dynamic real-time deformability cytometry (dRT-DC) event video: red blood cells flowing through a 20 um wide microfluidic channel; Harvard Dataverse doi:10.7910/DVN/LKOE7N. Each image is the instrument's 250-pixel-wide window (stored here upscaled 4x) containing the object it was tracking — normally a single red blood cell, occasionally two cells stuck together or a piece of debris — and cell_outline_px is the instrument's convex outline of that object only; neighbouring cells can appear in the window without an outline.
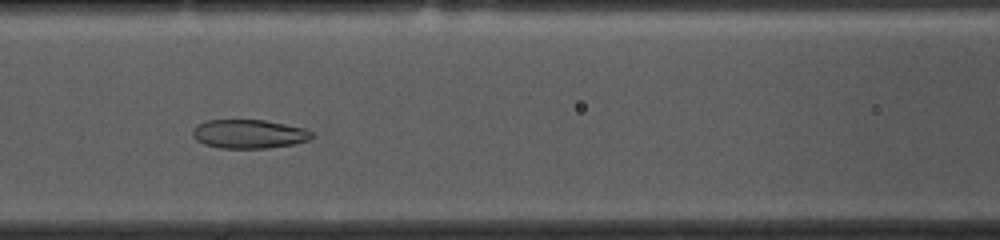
{"species": "common noctule bat (a hibernating species)", "species_latin": "Nyctalus noctula", "temperature_condition": "cold", "stored_images_in_passage": 49, "camera_frame_rate_fps": 3000, "um_per_image_px": 0.085, "animal": {"sex": "female", "body_mass_g": 10.0, "forearm_length_mm": 53.1}, "frame": {"image": 1, "passage_image": 21, "time_ms": 6.667, "image_size_px": [1000, 240], "cell_outline_px": [[312, 136], [308, 140], [292, 144], [268, 148], [220, 148], [204, 144], [196, 140], [192, 136], [192, 132], [204, 120], [264, 120], [304, 128], [312, 132]], "centroid_in_image_um": [21.14, 11.39], "position_along_channel_um": 145.5, "area_um2": 19.83}}
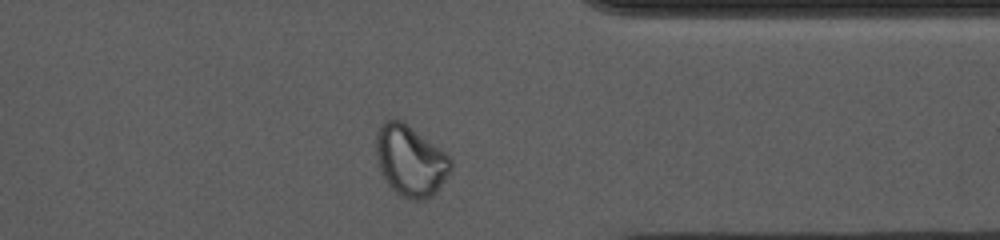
{"frame": {"image": 2, "passage_image": 41, "time_ms": 13.333, "image_size_px": [1000, 240], "cell_outline_px": [[452, 168], [436, 192], [432, 196], [424, 200], [412, 200], [396, 192], [388, 184], [380, 172], [376, 156], [376, 132], [380, 124], [384, 120], [400, 120], [408, 124], [452, 156]], "centroid_in_image_um": [34.89, 13.64], "position_along_channel_um": 376.5, "area_um2": 31.1}}
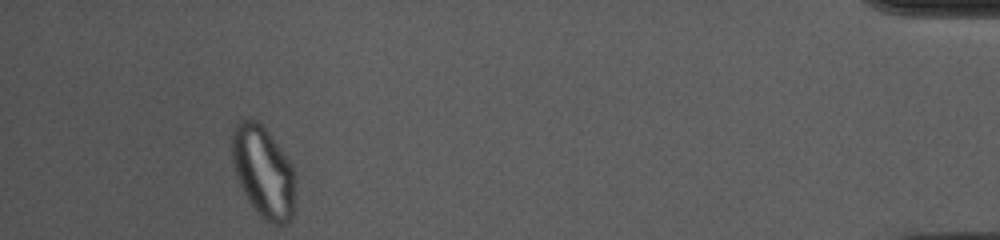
{"frame": {"image": 3, "passage_image": 49, "time_ms": 16.0, "image_size_px": [1000, 240], "cell_outline_px": [[296, 184], [292, 220], [288, 224], [272, 224], [264, 220], [256, 212], [248, 200], [236, 176], [232, 160], [232, 132], [236, 124], [240, 120], [248, 116], [252, 116], [268, 132], [292, 164], [296, 176]], "centroid_in_image_um": [22.4, 14.61], "position_along_channel_um": 412.8, "area_um2": 34.22}, "authors_computed_cell_mechanics": {"area_um2": 24.3338, "velocity_mm_per_s": 3.6077, "shape_relaxation_time_tau1_ms": null, "shape_relaxation_time_tau2_ms": 2.1429, "deformation_change_tau1": null, "deformation_change_tau2": 0.0665}}